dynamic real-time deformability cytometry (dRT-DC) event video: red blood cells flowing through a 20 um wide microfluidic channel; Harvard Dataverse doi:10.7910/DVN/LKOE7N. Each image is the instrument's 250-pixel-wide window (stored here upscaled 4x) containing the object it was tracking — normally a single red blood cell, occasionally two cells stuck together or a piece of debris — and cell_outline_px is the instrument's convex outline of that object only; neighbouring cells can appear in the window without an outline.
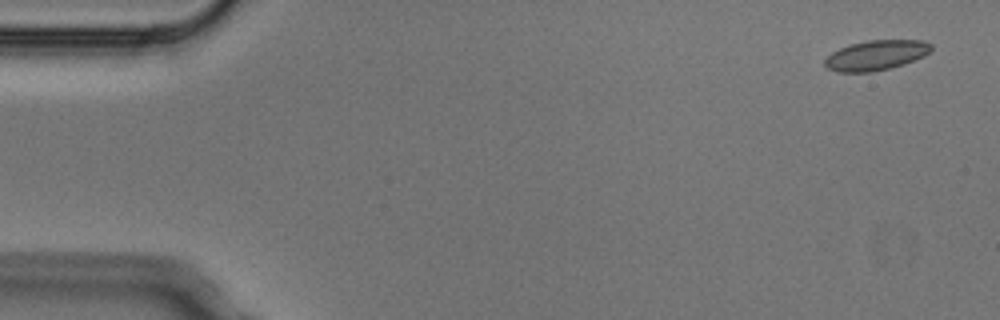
{"species": "Egyptian fruit bat (a non-hibernating species)", "species_latin": "Rousettus aegyptiacus", "temperature_condition": "cold", "stored_images_in_passage": 7, "camera_frame_rate_fps": 3000, "um_per_image_px": 0.085, "animal": {"sex": "male"}, "frame": {"image": 1, "passage_image": 1, "time_ms": 0.0, "image_size_px": [1000, 320], "cell_outline_px": [[932, 48], [924, 56], [916, 60], [904, 64], [872, 72], [836, 72], [828, 68], [824, 64], [824, 60], [832, 52], [840, 48], [852, 44], [868, 40], [924, 40], [932, 44]], "centroid_in_image_um": [74.48, 4.69], "position_along_channel_um": 10.5, "area_um2": 18.55}}
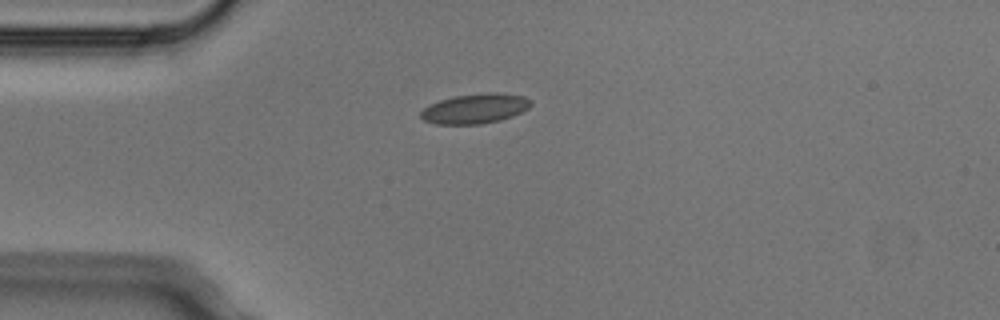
{"frame": {"image": 2, "passage_image": 4, "time_ms": 1.0, "image_size_px": [1000, 320], "cell_outline_px": [[532, 104], [528, 108], [512, 116], [500, 120], [480, 124], [436, 124], [424, 120], [420, 116], [420, 112], [428, 104], [452, 96], [488, 92], [496, 92], [524, 96], [532, 100]], "centroid_in_image_um": [40.37, 9.22], "position_along_channel_um": 44.6, "area_um2": 19.25}}
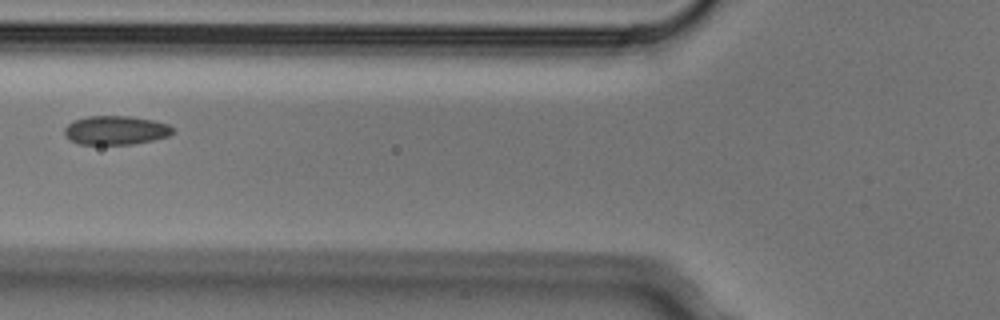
{"frame": {"image": 3, "passage_image": 6, "time_ms": 1.667, "image_size_px": [1000, 320], "cell_outline_px": [[176, 132], [168, 136], [152, 140], [132, 144], [80, 144], [68, 140], [64, 136], [64, 128], [72, 120], [88, 116], [128, 116], [152, 120], [168, 124]], "centroid_in_image_um": [9.8, 11.07], "position_along_channel_um": 116.0, "area_um2": 18.32}}